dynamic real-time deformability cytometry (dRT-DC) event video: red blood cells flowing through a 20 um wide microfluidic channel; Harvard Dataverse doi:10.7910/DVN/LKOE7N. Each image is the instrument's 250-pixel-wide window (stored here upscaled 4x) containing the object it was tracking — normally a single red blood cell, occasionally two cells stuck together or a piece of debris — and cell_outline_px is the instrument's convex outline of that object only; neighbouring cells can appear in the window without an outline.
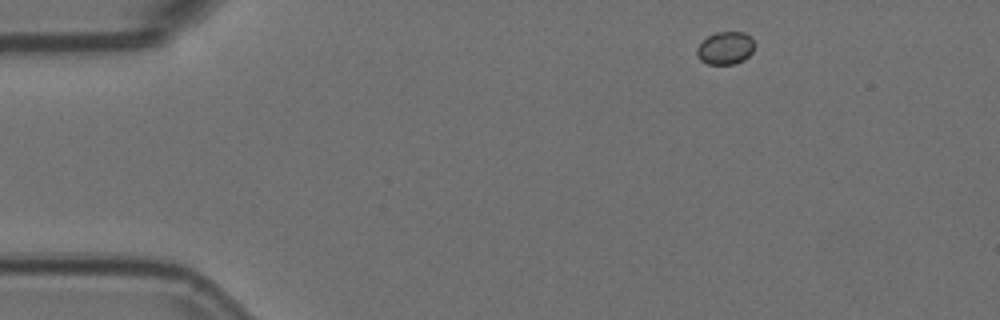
{"species": "Egyptian fruit bat (a non-hibernating species)", "species_latin": "Rousettus aegyptiacus", "temperature_condition": "room temperature", "stored_images_in_passage": 7, "camera_frame_rate_fps": 3000, "um_per_image_px": 0.085, "animal": {"sex": "female"}, "frame": {"image": 1, "passage_image": 1, "time_ms": 0.0, "image_size_px": [1000, 320], "cell_outline_px": [[752, 52], [744, 60], [736, 64], [708, 64], [700, 60], [696, 56], [696, 48], [708, 36], [716, 32], [744, 32], [752, 40]], "centroid_in_image_um": [61.61, 4.1], "position_along_channel_um": 23.4, "area_um2": 10.87}}
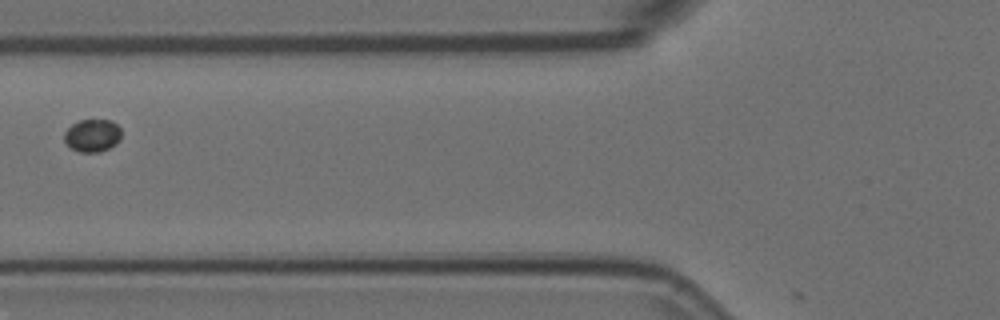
{"frame": {"image": 2, "passage_image": 5, "time_ms": 1.333, "image_size_px": [1000, 320], "cell_outline_px": [[120, 140], [116, 144], [100, 152], [80, 152], [72, 148], [64, 140], [64, 132], [72, 124], [80, 120], [112, 120], [120, 128]], "centroid_in_image_um": [7.86, 11.51], "position_along_channel_um": 117.9, "area_um2": 10.81}}
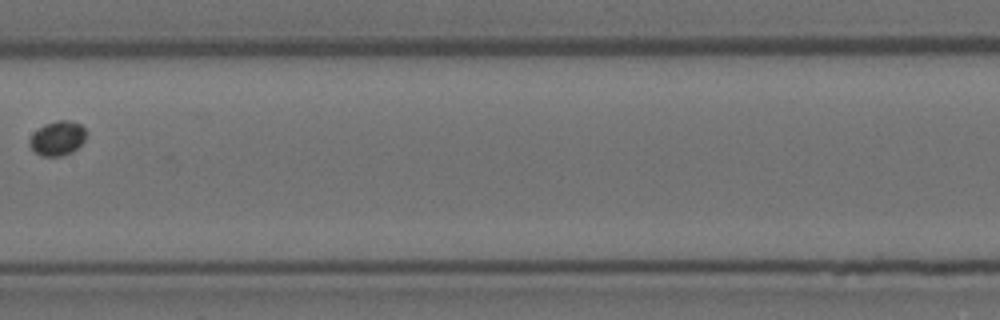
{"frame": {"image": 3, "passage_image": 7, "time_ms": 2.0, "image_size_px": [1000, 320], "cell_outline_px": [[88, 132], [84, 140], [72, 152], [60, 156], [40, 156], [28, 144], [28, 140], [32, 132], [44, 124], [56, 120], [68, 120], [80, 124]], "centroid_in_image_um": [4.86, 11.73], "position_along_channel_um": 202.5, "area_um2": 11.5}}